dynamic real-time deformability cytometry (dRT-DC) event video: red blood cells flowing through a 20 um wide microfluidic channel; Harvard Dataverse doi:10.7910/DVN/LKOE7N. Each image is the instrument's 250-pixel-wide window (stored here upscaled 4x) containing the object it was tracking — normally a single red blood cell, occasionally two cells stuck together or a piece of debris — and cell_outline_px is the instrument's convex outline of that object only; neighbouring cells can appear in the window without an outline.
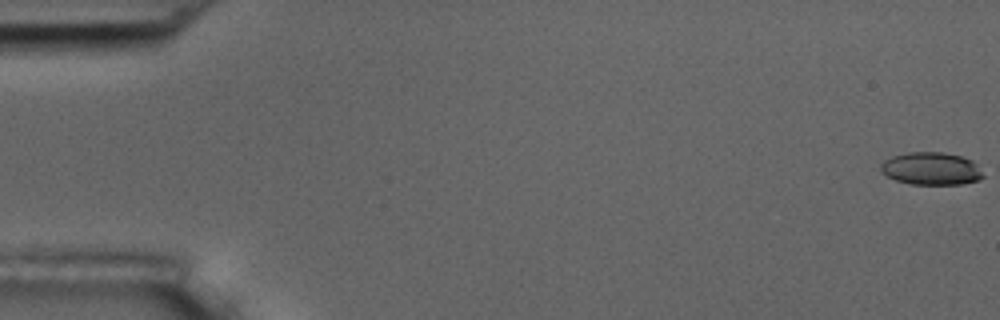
{"species": "common noctule bat (a hibernating species)", "species_latin": "Nyctalus noctula", "temperature_condition": "room temperature", "stored_images_in_passage": 16, "camera_frame_rate_fps": 3000, "um_per_image_px": 0.085, "animal": {"sex": "male", "body_mass_g": 17.5, "forearm_length_mm": 52.3}, "frame": {"image": 1, "passage_image": 1, "time_ms": 0.0, "image_size_px": [1000, 320], "cell_outline_px": [[984, 176], [980, 180], [964, 184], [912, 184], [896, 180], [880, 172], [880, 164], [884, 160], [892, 156], [908, 152], [944, 152], [960, 156], [972, 160], [976, 164]], "centroid_in_image_um": [79.14, 14.33], "position_along_channel_um": 5.9, "area_um2": 19.54}}